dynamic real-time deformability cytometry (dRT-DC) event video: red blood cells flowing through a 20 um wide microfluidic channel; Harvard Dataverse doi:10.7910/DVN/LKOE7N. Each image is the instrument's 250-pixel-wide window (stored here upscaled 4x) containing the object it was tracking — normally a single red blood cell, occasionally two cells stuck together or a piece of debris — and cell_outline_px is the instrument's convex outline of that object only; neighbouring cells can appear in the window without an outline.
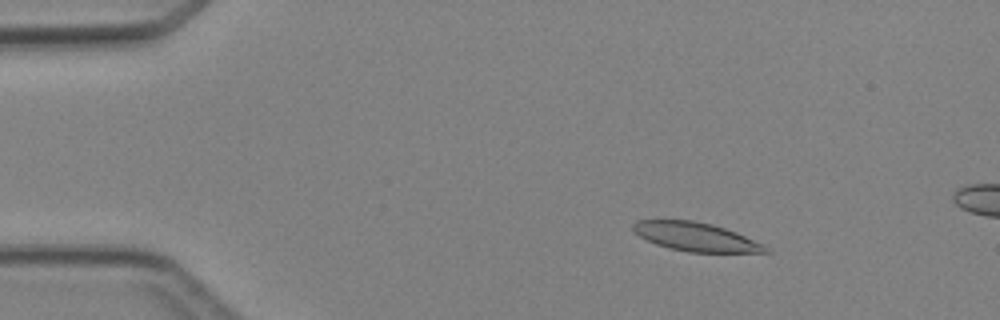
{"species": "Egyptian fruit bat (a non-hibernating species)", "species_latin": "Rousettus aegyptiacus", "temperature_condition": "cold", "stored_images_in_passage": 5, "camera_frame_rate_fps": 3000, "um_per_image_px": 0.085, "animal": {"sex": "female"}, "frame": {"image": 1, "passage_image": 3, "time_ms": 2.333, "image_size_px": [1000, 320], "cell_outline_px": [[772, 252], [688, 252], [668, 248], [656, 244], [640, 236], [632, 228], [632, 224], [636, 220], [692, 220], [712, 224], [736, 232], [764, 244]], "centroid_in_image_um": [59.14, 20.13], "position_along_channel_um": 25.9, "area_um2": 22.02}}